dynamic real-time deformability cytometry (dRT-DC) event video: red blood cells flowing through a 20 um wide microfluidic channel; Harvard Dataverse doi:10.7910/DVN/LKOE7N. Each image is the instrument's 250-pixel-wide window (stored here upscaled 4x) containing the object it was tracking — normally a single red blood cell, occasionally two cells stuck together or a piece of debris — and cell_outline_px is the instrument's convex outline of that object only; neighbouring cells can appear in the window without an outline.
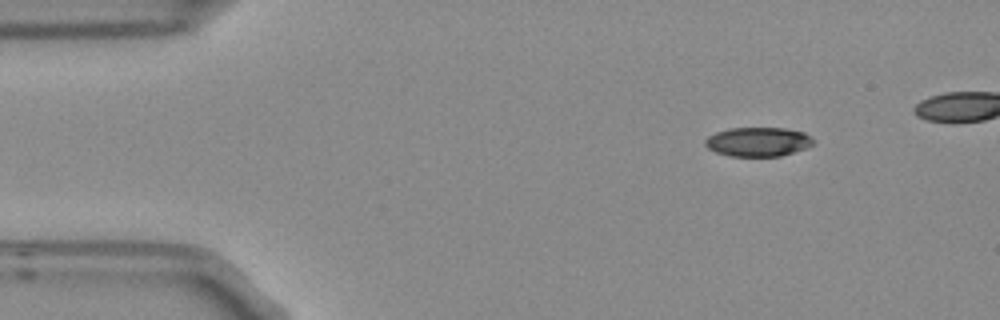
{"species": "Egyptian fruit bat (a non-hibernating species)", "species_latin": "Rousettus aegyptiacus", "temperature_condition": "room temperature", "stored_images_in_passage": 4, "camera_frame_rate_fps": 3000, "um_per_image_px": 0.085, "frame": {"image": 1, "passage_image": 1, "time_ms": 0.0, "image_size_px": [1000, 320], "cell_outline_px": [[816, 144], [808, 148], [780, 156], [728, 156], [716, 152], [708, 148], [704, 144], [704, 140], [708, 136], [716, 132], [728, 128], [784, 128], [804, 132]], "centroid_in_image_um": [64.43, 12.05], "position_along_channel_um": 20.6, "area_um2": 18.5}}